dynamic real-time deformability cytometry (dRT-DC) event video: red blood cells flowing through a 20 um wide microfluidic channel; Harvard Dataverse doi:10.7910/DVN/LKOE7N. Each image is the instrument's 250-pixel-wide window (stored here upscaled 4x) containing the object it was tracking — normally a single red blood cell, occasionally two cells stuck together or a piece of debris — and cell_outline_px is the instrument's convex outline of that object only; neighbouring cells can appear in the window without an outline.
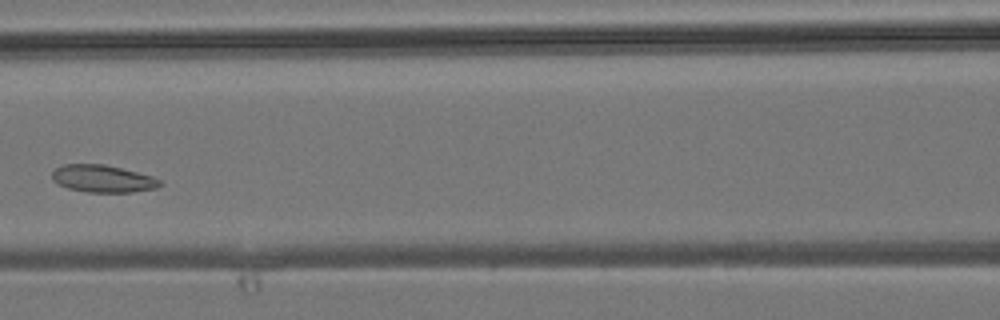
{"species": "common noctule bat (a hibernating species)", "species_latin": "Nyctalus noctula", "temperature_condition": "room temperature", "stored_images_in_passage": 5, "camera_frame_rate_fps": 3000, "um_per_image_px": 0.085, "animal": {"sex": "male", "body_mass_g": 19.2, "forearm_length_mm": 51.8}, "frame": {"image": 1, "passage_image": 5, "time_ms": 4.667, "image_size_px": [1000, 320], "cell_outline_px": [[164, 184], [156, 188], [132, 192], [88, 192], [68, 188], [52, 180], [52, 172], [56, 168], [64, 164], [104, 164], [152, 176], [160, 180]], "centroid_in_image_um": [8.75, 15.19], "position_along_channel_um": 157.9, "area_um2": 17.05}}